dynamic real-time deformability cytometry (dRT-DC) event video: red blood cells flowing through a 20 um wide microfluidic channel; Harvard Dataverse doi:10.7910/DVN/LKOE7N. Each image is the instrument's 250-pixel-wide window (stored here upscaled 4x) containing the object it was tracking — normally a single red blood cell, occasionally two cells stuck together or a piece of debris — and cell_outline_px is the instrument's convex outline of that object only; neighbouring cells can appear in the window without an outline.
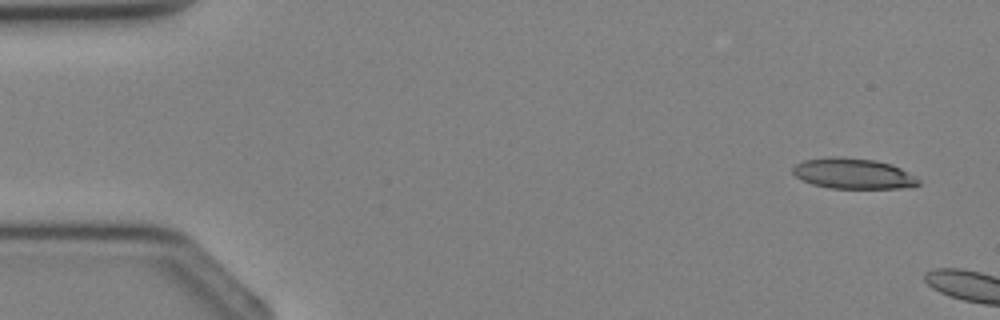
{"species": "Egyptian fruit bat (a non-hibernating species)", "species_latin": "Rousettus aegyptiacus", "temperature_condition": "cold", "stored_images_in_passage": 2, "segment_of_instrument_passage": [2, 2], "camera_frame_rate_fps": 3000, "um_per_image_px": 0.085, "animal": {"sex": "female"}, "frame": {"image": 1, "passage_image": 2, "time_ms": 1.333, "image_size_px": [1000, 320], "cell_outline_px": [[920, 184], [912, 188], [832, 188], [812, 184], [796, 176], [792, 172], [792, 168], [796, 164], [804, 160], [828, 156], [844, 156], [876, 160], [892, 164], [916, 176], [920, 180]], "centroid_in_image_um": [72.56, 14.74], "position_along_channel_um": 12.4, "area_um2": 22.66}}